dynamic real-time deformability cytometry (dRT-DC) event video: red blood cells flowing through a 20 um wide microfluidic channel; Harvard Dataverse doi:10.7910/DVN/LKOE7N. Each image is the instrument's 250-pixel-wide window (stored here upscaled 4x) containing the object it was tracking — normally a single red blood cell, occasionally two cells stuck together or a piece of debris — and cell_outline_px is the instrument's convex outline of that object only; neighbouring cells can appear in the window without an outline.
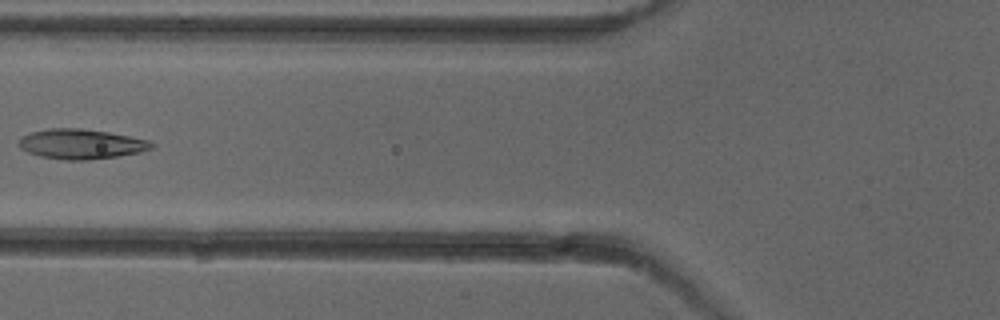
{"species": "common noctule bat (a hibernating species)", "species_latin": "Nyctalus noctula", "temperature_condition": "cold", "stored_images_in_passage": 6, "camera_frame_rate_fps": 3000, "um_per_image_px": 0.085, "animal": {"sex": "female"}, "frame": {"image": 1, "passage_image": 6, "time_ms": 6.0, "image_size_px": [1000, 320], "cell_outline_px": [[156, 144], [152, 148], [140, 152], [116, 156], [88, 160], [68, 160], [40, 156], [28, 152], [20, 148], [16, 144], [28, 132], [48, 128], [80, 128], [108, 132], [148, 140]], "centroid_in_image_um": [6.87, 12.23], "position_along_channel_um": 118.9, "area_um2": 23.06}}